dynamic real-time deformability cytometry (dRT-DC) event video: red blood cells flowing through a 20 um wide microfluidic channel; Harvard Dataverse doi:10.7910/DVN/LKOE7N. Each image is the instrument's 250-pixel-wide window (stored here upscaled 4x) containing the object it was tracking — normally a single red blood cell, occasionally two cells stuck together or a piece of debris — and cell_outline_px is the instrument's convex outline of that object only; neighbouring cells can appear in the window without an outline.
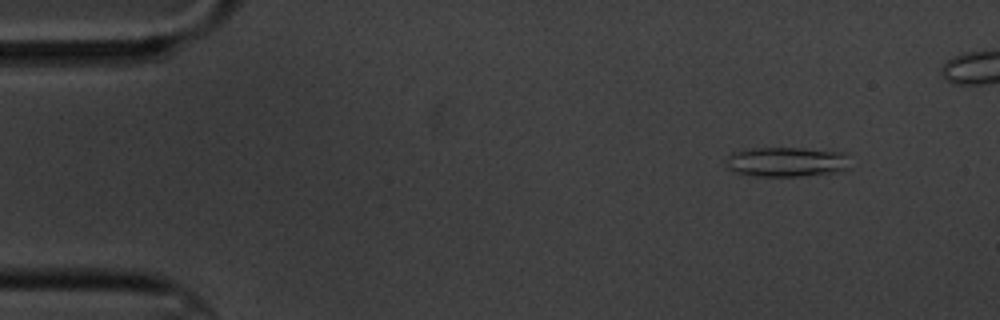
{"species": "common noctule bat (a hibernating species)", "species_latin": "Nyctalus noctula", "temperature_condition": "cold", "stored_images_in_passage": 3, "camera_frame_rate_fps": 3000, "um_per_image_px": 0.085, "animal": {"sex": "male", "body_mass_g": 20.1, "forearm_length_mm": 53.5}, "frame": {"image": 1, "passage_image": 1, "time_ms": 0.0, "image_size_px": [1000, 320], "cell_outline_px": [[848, 168], [832, 172], [800, 176], [748, 176], [736, 172], [728, 168], [728, 156], [732, 152], [740, 148], [804, 148], [844, 152]], "centroid_in_image_um": [66.77, 13.75], "position_along_channel_um": 18.2, "area_um2": 21.39}}